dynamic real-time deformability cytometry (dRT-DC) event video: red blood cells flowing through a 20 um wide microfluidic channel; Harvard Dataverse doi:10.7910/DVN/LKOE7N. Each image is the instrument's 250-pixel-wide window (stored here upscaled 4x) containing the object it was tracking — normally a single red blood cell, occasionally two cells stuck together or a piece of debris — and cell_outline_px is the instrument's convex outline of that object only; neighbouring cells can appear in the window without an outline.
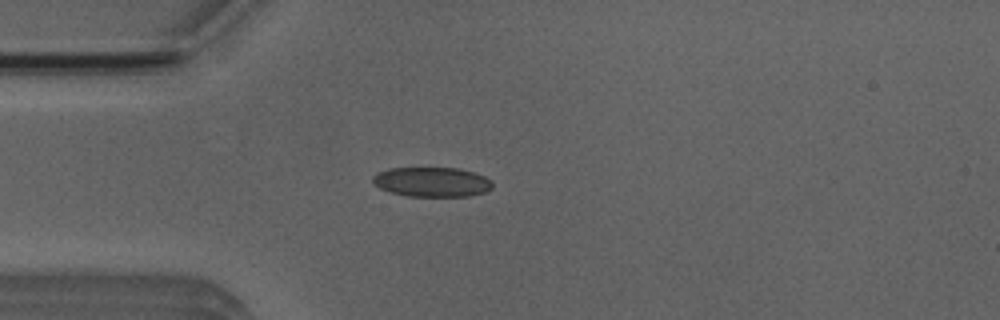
{"species": "Egyptian fruit bat (a non-hibernating species)", "species_latin": "Rousettus aegyptiacus", "temperature_condition": "room temperature", "stored_images_in_passage": 13, "camera_frame_rate_fps": 3000, "um_per_image_px": 0.085, "animal": {"sex": "male"}, "frame": {"image": 1, "passage_image": 9, "time_ms": 2.667, "image_size_px": [1000, 320], "cell_outline_px": [[492, 188], [484, 192], [468, 196], [408, 196], [392, 192], [380, 188], [372, 184], [372, 176], [388, 168], [460, 168], [484, 176], [492, 180]], "centroid_in_image_um": [36.71, 15.46], "position_along_channel_um": 48.3, "area_um2": 20.63}}